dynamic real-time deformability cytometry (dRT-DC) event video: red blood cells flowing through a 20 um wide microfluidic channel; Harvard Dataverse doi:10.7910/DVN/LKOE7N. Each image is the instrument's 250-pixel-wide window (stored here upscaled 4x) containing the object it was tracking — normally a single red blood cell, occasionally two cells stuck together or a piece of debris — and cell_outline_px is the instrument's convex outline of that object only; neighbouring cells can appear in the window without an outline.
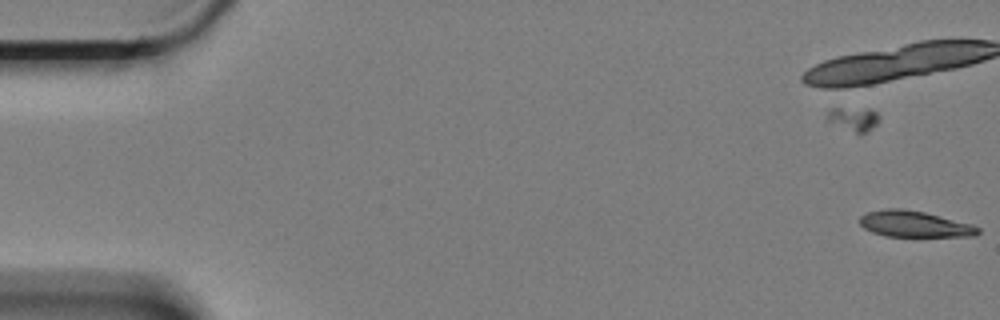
{"species": "Egyptian fruit bat (a non-hibernating species)", "species_latin": "Rousettus aegyptiacus", "temperature_condition": "cold", "stored_images_in_passage": 52, "camera_frame_rate_fps": 3000, "um_per_image_px": 0.085, "animal": {"sex": "female"}, "frame": {"image": 1, "passage_image": 1, "time_ms": 0.0, "image_size_px": [1000, 320], "cell_outline_px": [[980, 232], [976, 236], [884, 236], [872, 232], [864, 228], [860, 224], [860, 216], [868, 212], [888, 208], [900, 208], [924, 212], [972, 224], [980, 228]], "centroid_in_image_um": [77.73, 19.04], "position_along_channel_um": 7.3, "area_um2": 17.92}, "authors_computed_cell_mechanics": {"area_um2": 19.4786, "velocity_mm_per_s": 3.3444, "shape_relaxation_time_tau1_ms": 6.5384, "shape_relaxation_time_tau2_ms": null, "deformation_change_tau1": 0.1532, "deformation_change_tau2": null}}